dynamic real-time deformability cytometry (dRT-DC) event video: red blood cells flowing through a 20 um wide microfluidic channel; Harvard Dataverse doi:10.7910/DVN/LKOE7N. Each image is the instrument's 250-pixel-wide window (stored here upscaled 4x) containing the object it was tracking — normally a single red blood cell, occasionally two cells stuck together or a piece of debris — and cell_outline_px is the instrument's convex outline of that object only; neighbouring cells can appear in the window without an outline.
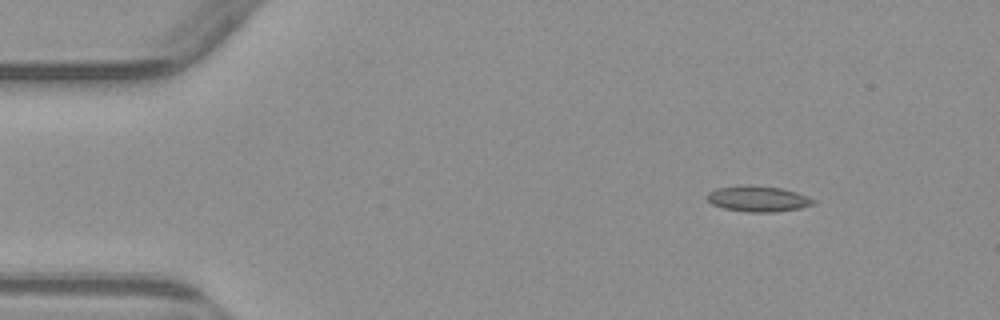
{"species": "common noctule bat (a hibernating species)", "species_latin": "Nyctalus noctula", "temperature_condition": "warm", "stored_images_in_passage": 3, "camera_frame_rate_fps": 3000, "um_per_image_px": 0.085, "animal": {"sex": "male", "body_mass_g": 23.1, "forearm_length_mm": 52.7}, "frame": {"image": 1, "passage_image": 1, "time_ms": 0.0, "image_size_px": [1000, 320], "cell_outline_px": [[816, 204], [800, 208], [776, 212], [748, 212], [724, 208], [712, 204], [708, 200], [708, 192], [716, 188], [744, 184], [748, 184], [784, 188], [808, 196], [816, 200]], "centroid_in_image_um": [64.47, 16.88], "position_along_channel_um": 20.5, "area_um2": 16.18}}